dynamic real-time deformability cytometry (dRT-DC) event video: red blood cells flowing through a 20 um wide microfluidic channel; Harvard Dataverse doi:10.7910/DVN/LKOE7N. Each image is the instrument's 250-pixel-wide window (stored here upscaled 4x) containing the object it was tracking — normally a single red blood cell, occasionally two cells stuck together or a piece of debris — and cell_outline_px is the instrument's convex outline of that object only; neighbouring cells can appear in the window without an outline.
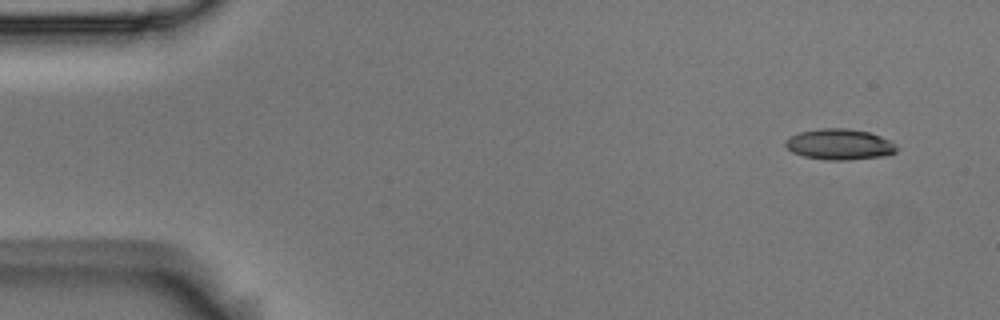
{"species": "Egyptian fruit bat (a non-hibernating species)", "species_latin": "Rousettus aegyptiacus", "temperature_condition": "room temperature", "stored_images_in_passage": 4, "camera_frame_rate_fps": 3000, "um_per_image_px": 0.085, "animal": {"sex": "male"}, "frame": {"image": 1, "passage_image": 1, "time_ms": 0.0, "image_size_px": [1000, 320], "cell_outline_px": [[896, 152], [884, 156], [848, 160], [828, 160], [804, 156], [792, 152], [784, 144], [784, 140], [788, 136], [800, 132], [820, 128], [848, 128], [868, 132], [892, 140], [896, 144]], "centroid_in_image_um": [71.35, 12.26], "position_along_channel_um": 13.6, "area_um2": 20.11}}